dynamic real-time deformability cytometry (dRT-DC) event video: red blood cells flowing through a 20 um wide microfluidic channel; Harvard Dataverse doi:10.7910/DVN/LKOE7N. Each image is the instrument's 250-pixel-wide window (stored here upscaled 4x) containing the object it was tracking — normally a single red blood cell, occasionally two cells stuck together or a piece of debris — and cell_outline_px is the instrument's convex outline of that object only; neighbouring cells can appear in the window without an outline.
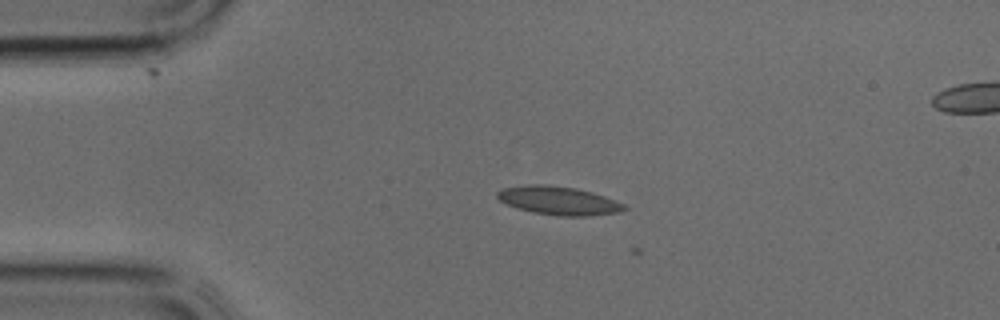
{"species": "common noctule bat (a hibernating species)", "species_latin": "Nyctalus noctula", "temperature_condition": "cold", "stored_images_in_passage": 2, "camera_frame_rate_fps": 3000, "um_per_image_px": 0.085, "animal": {"sex": "male", "body_mass_g": 17.9, "forearm_length_mm": 54.2}, "frame": {"image": 1, "passage_image": 1, "time_ms": 0.0, "image_size_px": [1000, 320], "cell_outline_px": [[628, 208], [620, 212], [588, 216], [560, 216], [532, 212], [516, 208], [500, 200], [496, 196], [496, 192], [504, 188], [528, 184], [544, 184], [576, 188], [592, 192], [604, 196], [624, 204]], "centroid_in_image_um": [47.48, 17.05], "position_along_channel_um": 37.5, "area_um2": 21.04}}